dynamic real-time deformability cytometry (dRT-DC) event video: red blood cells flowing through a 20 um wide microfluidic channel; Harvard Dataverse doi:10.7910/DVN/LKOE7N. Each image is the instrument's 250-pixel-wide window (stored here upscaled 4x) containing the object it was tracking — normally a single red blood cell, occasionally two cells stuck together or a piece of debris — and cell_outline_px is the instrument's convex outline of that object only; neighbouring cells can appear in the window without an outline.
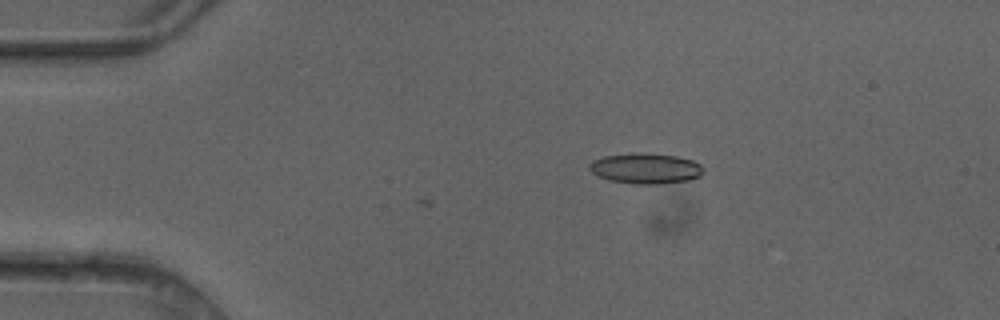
{"species": "common noctule bat (a hibernating species)", "species_latin": "Nyctalus noctula", "temperature_condition": "cold", "stored_images_in_passage": 4, "camera_frame_rate_fps": 3000, "um_per_image_px": 0.085, "animal": {"sex": "female"}, "frame": {"image": 1, "passage_image": 1, "time_ms": 0.0, "image_size_px": [1000, 320], "cell_outline_px": [[704, 172], [700, 176], [688, 180], [656, 184], [636, 184], [612, 180], [600, 176], [592, 172], [588, 168], [588, 164], [592, 160], [604, 156], [632, 152], [640, 152], [676, 156], [692, 160], [700, 164], [704, 168]], "centroid_in_image_um": [54.88, 14.3], "position_along_channel_um": 30.1, "area_um2": 20.29}}
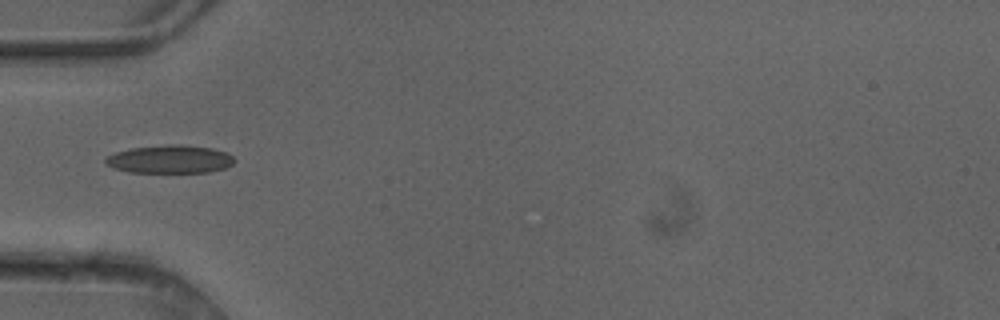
{"frame": {"image": 2, "passage_image": 3, "time_ms": 0.667, "image_size_px": [1000, 320], "cell_outline_px": [[236, 160], [232, 164], [224, 168], [208, 172], [128, 172], [112, 168], [104, 164], [104, 160], [108, 156], [116, 152], [132, 148], [168, 144], [184, 144], [212, 148], [228, 152]], "centroid_in_image_um": [14.44, 13.53], "position_along_channel_um": 70.6, "area_um2": 21.27}}
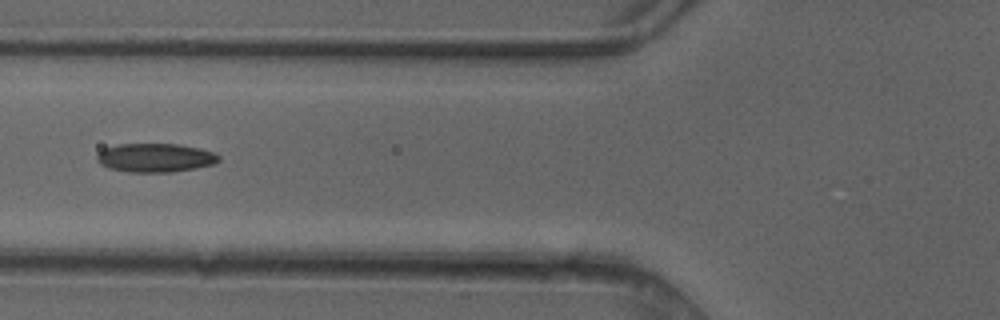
{"frame": {"image": 3, "passage_image": 4, "time_ms": 1.0, "image_size_px": [1000, 320], "cell_outline_px": [[220, 160], [212, 164], [196, 168], [172, 172], [128, 172], [108, 168], [100, 164], [96, 160], [96, 156], [104, 148], [116, 144], [180, 144], [200, 148], [212, 152], [220, 156]], "centroid_in_image_um": [13.18, 13.41], "position_along_channel_um": 112.6, "area_um2": 20.52}}